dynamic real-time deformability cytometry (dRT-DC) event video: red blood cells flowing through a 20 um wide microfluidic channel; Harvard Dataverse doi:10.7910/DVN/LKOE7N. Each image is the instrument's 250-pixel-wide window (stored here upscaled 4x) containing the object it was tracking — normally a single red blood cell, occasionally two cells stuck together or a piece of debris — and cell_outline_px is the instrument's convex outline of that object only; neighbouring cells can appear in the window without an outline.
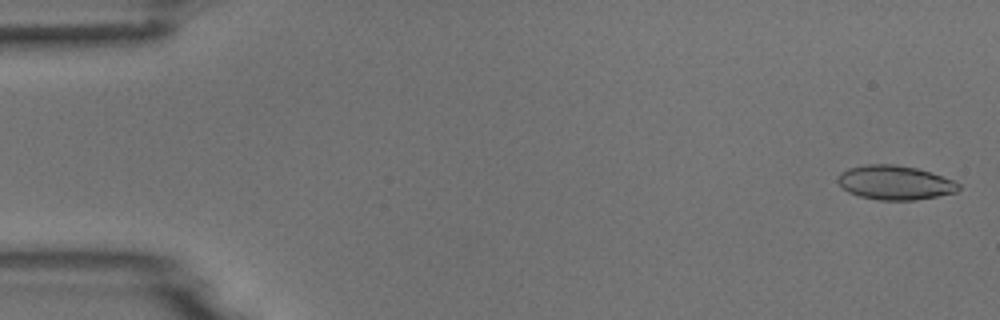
{"species": "common noctule bat (a hibernating species)", "species_latin": "Nyctalus noctula", "temperature_condition": "room temperature", "stored_images_in_passage": 53, "camera_frame_rate_fps": 3000, "um_per_image_px": 0.085, "animal": {"sex": "male", "body_mass_g": 18.8}, "frame": {"image": 1, "passage_image": 2, "time_ms": 0.333, "image_size_px": [1000, 320], "cell_outline_px": [[960, 188], [956, 192], [916, 200], [876, 200], [860, 196], [848, 192], [836, 180], [836, 176], [840, 172], [848, 168], [864, 164], [896, 164], [916, 168], [952, 180], [960, 184]], "centroid_in_image_um": [76.01, 15.52], "position_along_channel_um": 9.0, "area_um2": 24.04}}
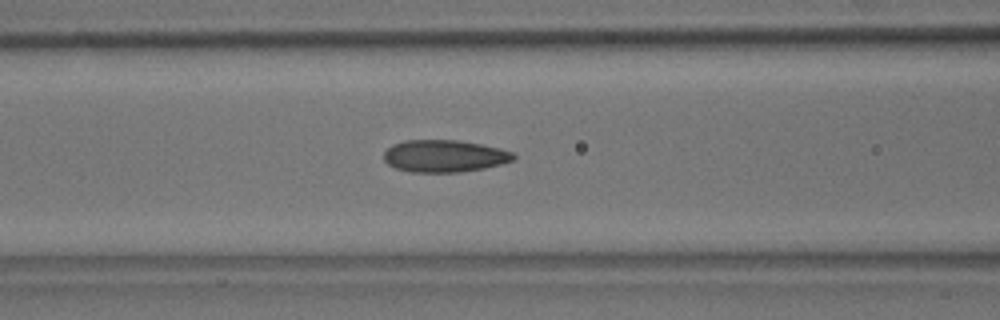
{"frame": {"image": 2, "passage_image": 22, "time_ms": 7.0, "image_size_px": [1000, 320], "cell_outline_px": [[516, 156], [512, 160], [500, 164], [484, 168], [460, 172], [412, 172], [396, 168], [388, 164], [384, 160], [384, 152], [392, 144], [404, 140], [456, 140], [480, 144], [500, 148], [516, 152]], "centroid_in_image_um": [37.77, 13.26], "position_along_channel_um": 128.8, "area_um2": 24.33}}
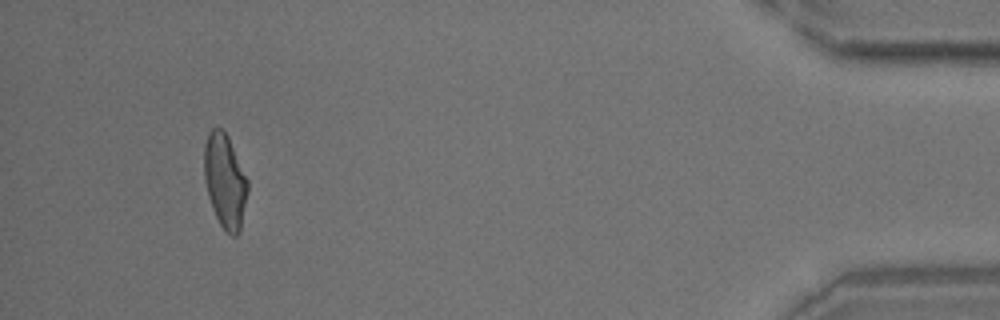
{"frame": {"image": 3, "passage_image": 50, "time_ms": 16.333, "image_size_px": [1000, 320], "cell_outline_px": [[248, 192], [240, 232], [236, 236], [232, 236], [220, 224], [212, 208], [208, 196], [204, 180], [204, 144], [208, 132], [212, 128], [220, 128], [228, 136], [248, 180]], "centroid_in_image_um": [19.12, 15.38], "position_along_channel_um": 416.1, "area_um2": 23.93}}